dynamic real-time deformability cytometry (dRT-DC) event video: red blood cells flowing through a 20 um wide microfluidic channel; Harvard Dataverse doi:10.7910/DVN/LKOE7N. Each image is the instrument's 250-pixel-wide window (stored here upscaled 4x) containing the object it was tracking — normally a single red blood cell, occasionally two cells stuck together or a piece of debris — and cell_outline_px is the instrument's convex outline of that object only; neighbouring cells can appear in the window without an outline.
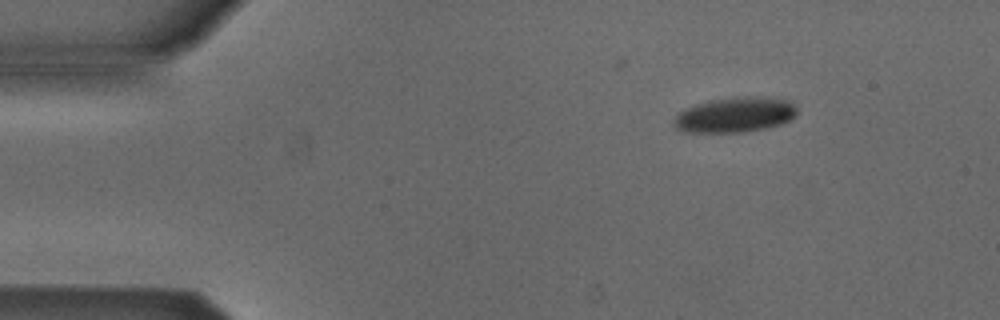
{"species": "Egyptian fruit bat (a non-hibernating species)", "species_latin": "Rousettus aegyptiacus", "temperature_condition": "cold", "stored_images_in_passage": 5, "camera_frame_rate_fps": 3000, "um_per_image_px": 0.085, "animal": {"sex": "male"}, "frame": {"image": 1, "passage_image": 1, "time_ms": 0.0, "image_size_px": [1000, 320], "cell_outline_px": [[796, 116], [780, 124], [764, 128], [740, 132], [688, 132], [676, 128], [672, 124], [672, 120], [684, 108], [708, 100], [732, 96], [756, 96], [788, 100], [796, 108]], "centroid_in_image_um": [62.43, 9.74], "position_along_channel_um": 22.6, "area_um2": 25.26}}
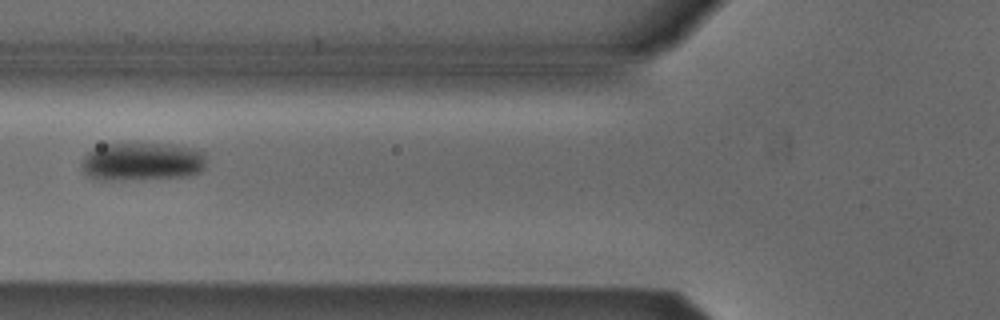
{"frame": {"image": 2, "passage_image": 4, "time_ms": 1.0, "image_size_px": [1000, 320], "cell_outline_px": [[204, 168], [200, 172], [188, 176], [96, 180], [88, 176], [84, 172], [80, 164], [84, 156], [92, 148], [104, 144], [172, 144], [196, 148], [204, 152]], "centroid_in_image_um": [12.06, 13.72], "position_along_channel_um": 113.7, "area_um2": 27.69}}
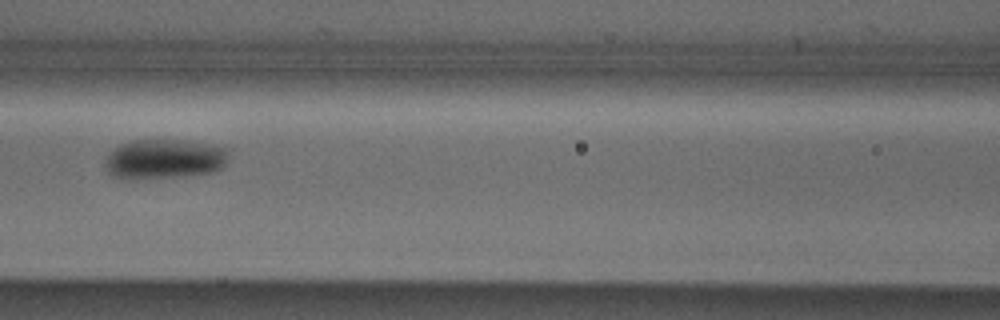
{"frame": {"image": 3, "passage_image": 5, "time_ms": 1.333, "image_size_px": [1000, 320], "cell_outline_px": [[224, 164], [220, 168], [212, 172], [184, 176], [128, 180], [112, 176], [104, 168], [104, 160], [108, 152], [112, 148], [120, 144], [132, 140], [192, 140], [224, 148]], "centroid_in_image_um": [13.82, 13.52], "position_along_channel_um": 152.8, "area_um2": 28.78}}